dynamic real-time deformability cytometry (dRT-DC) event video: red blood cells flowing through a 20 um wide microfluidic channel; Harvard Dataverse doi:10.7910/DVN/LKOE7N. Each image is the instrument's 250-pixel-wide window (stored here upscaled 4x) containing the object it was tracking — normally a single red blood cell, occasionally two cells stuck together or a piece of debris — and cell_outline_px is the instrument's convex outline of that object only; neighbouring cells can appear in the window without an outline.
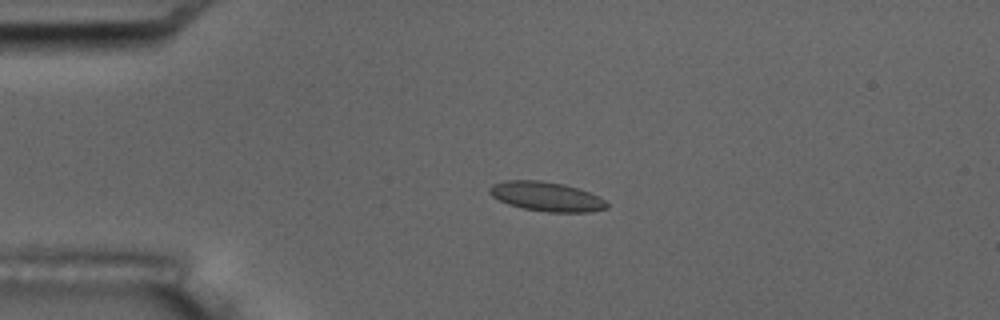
{"species": "common noctule bat (a hibernating species)", "species_latin": "Nyctalus noctula", "temperature_condition": "room temperature", "stored_images_in_passage": 5, "camera_frame_rate_fps": 3000, "um_per_image_px": 0.085, "animal": {"sex": "male", "body_mass_g": 17.5, "forearm_length_mm": 52.3}, "frame": {"image": 1, "passage_image": 4, "time_ms": 4.333, "image_size_px": [1000, 320], "cell_outline_px": [[608, 208], [588, 212], [548, 212], [524, 208], [508, 204], [492, 196], [488, 192], [488, 188], [492, 184], [504, 180], [540, 180], [564, 184], [600, 196], [608, 204]], "centroid_in_image_um": [46.43, 16.69], "position_along_channel_um": 38.6, "area_um2": 20.06}}